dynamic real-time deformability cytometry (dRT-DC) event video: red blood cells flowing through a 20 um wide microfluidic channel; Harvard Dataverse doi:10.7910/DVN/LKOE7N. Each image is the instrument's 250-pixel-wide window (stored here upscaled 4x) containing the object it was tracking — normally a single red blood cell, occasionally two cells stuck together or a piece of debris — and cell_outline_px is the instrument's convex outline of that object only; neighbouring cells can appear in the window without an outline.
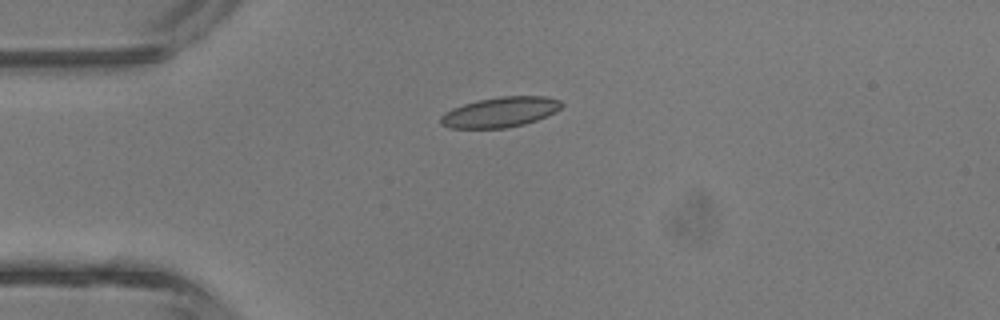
{"species": "common noctule bat (a hibernating species)", "species_latin": "Nyctalus noctula", "temperature_condition": "room temperature", "stored_images_in_passage": 5, "camera_frame_rate_fps": 3000, "um_per_image_px": 0.085, "animal": {"sex": "male", "body_mass_g": 13.3}, "frame": {"image": 1, "passage_image": 4, "time_ms": 4.667, "image_size_px": [1000, 320], "cell_outline_px": [[564, 104], [556, 112], [536, 120], [524, 124], [508, 128], [452, 128], [440, 124], [440, 116], [444, 112], [452, 108], [464, 104], [480, 100], [500, 96], [544, 96], [560, 100]], "centroid_in_image_um": [42.52, 9.53], "position_along_channel_um": 42.5, "area_um2": 21.27}}